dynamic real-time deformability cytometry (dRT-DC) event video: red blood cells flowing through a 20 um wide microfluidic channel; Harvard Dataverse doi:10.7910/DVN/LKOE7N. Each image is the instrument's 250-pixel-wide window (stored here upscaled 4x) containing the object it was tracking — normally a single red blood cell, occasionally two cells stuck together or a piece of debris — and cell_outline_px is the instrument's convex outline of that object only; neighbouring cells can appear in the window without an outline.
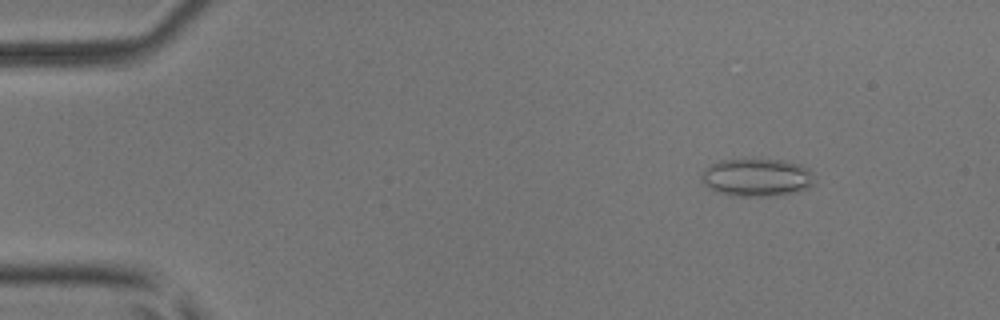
{"species": "common noctule bat (a hibernating species)", "species_latin": "Nyctalus noctula", "temperature_condition": "room temperature", "stored_images_in_passage": 48, "camera_frame_rate_fps": 3000, "um_per_image_px": 0.085, "animal": {"sex": "male", "body_mass_g": 17.9, "forearm_length_mm": 54.2}, "frame": {"image": 1, "passage_image": 4, "time_ms": 1.0, "image_size_px": [1000, 320], "cell_outline_px": [[812, 184], [808, 188], [796, 192], [772, 196], [732, 196], [708, 188], [704, 184], [700, 176], [708, 164], [720, 160], [788, 160], [800, 164], [808, 168], [812, 172]], "centroid_in_image_um": [64.31, 15.08], "position_along_channel_um": 20.7, "area_um2": 24.97}}
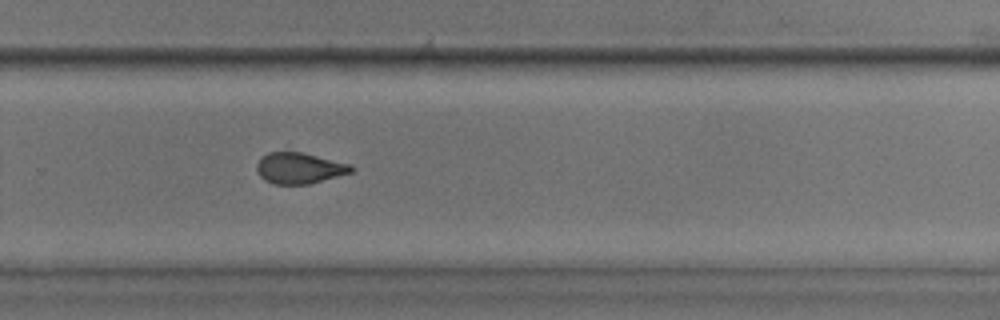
{"frame": {"image": 2, "passage_image": 32, "time_ms": 10.333, "image_size_px": [1000, 320], "cell_outline_px": [[356, 168], [352, 172], [308, 184], [272, 184], [264, 180], [260, 176], [256, 168], [256, 164], [268, 152], [300, 152], [348, 164]], "centroid_in_image_um": [25.41, 14.3], "position_along_channel_um": 304.4, "area_um2": 16.76}}
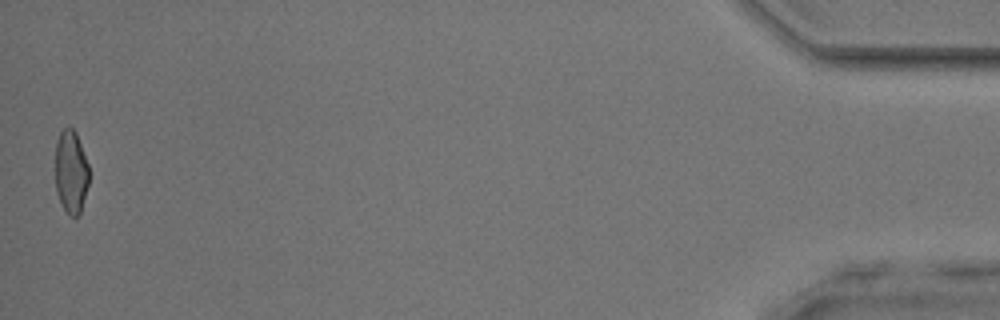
{"frame": {"image": 3, "passage_image": 48, "time_ms": 15.667, "image_size_px": [1000, 320], "cell_outline_px": [[88, 184], [80, 212], [76, 216], [72, 216], [64, 208], [56, 192], [56, 140], [60, 132], [64, 128], [72, 128], [76, 132], [88, 164]], "centroid_in_image_um": [6.03, 14.57], "position_along_channel_um": 429.2, "area_um2": 16.01}, "authors_computed_cell_mechanics": {"area_um2": 18.0047, "velocity_mm_per_s": 4.0662, "shape_relaxation_time_tau1_ms": 4.3734, "shape_relaxation_time_tau2_ms": 0.9014, "deformation_change_tau1": 0.0991, "deformation_change_tau2": 0.0784}}